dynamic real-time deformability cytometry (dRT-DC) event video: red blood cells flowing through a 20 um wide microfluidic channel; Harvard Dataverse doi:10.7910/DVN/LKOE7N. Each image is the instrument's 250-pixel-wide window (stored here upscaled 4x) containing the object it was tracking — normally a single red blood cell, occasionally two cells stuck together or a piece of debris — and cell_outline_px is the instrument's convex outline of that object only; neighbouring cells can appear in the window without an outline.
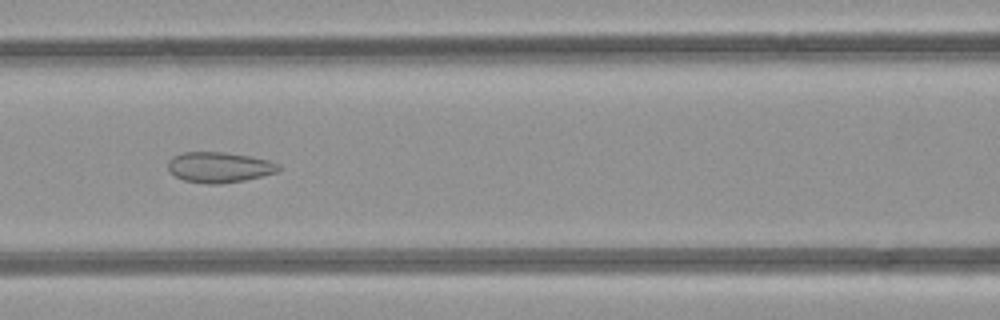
{"species": "common noctule bat (a hibernating species)", "species_latin": "Nyctalus noctula", "temperature_condition": "room temperature", "stored_images_in_passage": 43, "camera_frame_rate_fps": 3000, "um_per_image_px": 0.085, "animal": {"sex": "female", "body_mass_g": 21.9}, "frame": {"image": 1, "passage_image": 21, "time_ms": 6.667, "image_size_px": [1000, 320], "cell_outline_px": [[280, 172], [244, 180], [220, 184], [208, 184], [184, 180], [168, 172], [168, 160], [172, 156], [184, 152], [224, 152], [248, 156], [268, 160], [280, 164]], "centroid_in_image_um": [18.63, 14.22], "position_along_channel_um": 148.0, "area_um2": 19.77}}
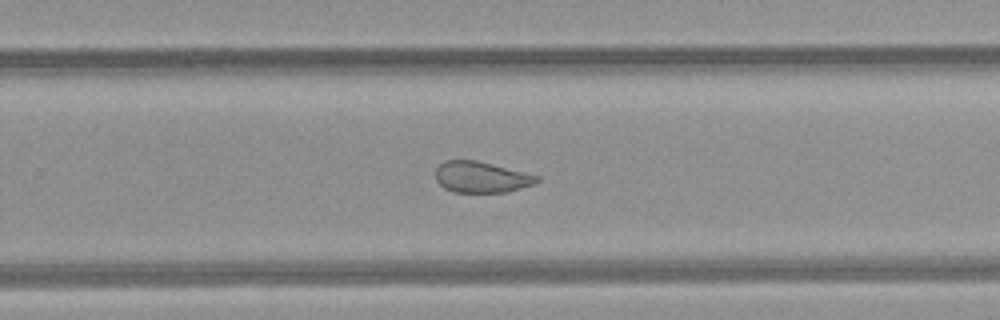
{"frame": {"image": 2, "passage_image": 31, "time_ms": 10.0, "image_size_px": [1000, 320], "cell_outline_px": [[540, 180], [536, 184], [508, 192], [452, 192], [444, 188], [436, 180], [436, 168], [444, 160], [476, 160], [540, 176]], "centroid_in_image_um": [40.92, 15.06], "position_along_channel_um": 288.9, "area_um2": 18.44}}
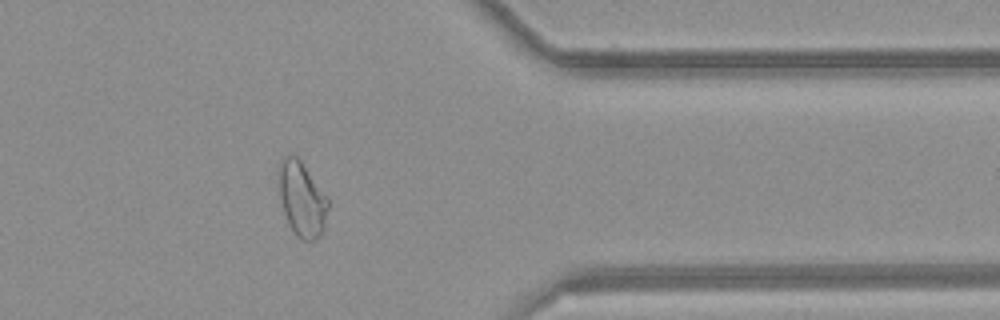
{"frame": {"image": 3, "passage_image": 39, "time_ms": 12.667, "image_size_px": [1000, 320], "cell_outline_px": [[328, 208], [324, 228], [316, 240], [300, 240], [296, 236], [288, 224], [280, 200], [276, 172], [276, 168], [284, 152], [296, 156], [300, 160], [328, 196]], "centroid_in_image_um": [25.61, 16.86], "position_along_channel_um": 385.8, "area_um2": 22.2}, "authors_computed_cell_mechanics": {"area_um2": 22.1374, "velocity_mm_per_s": 4.2438, "shape_relaxation_time_tau1_ms": null, "shape_relaxation_time_tau2_ms": 1.3918, "deformation_change_tau1": null, "deformation_change_tau2": 0.0823}}